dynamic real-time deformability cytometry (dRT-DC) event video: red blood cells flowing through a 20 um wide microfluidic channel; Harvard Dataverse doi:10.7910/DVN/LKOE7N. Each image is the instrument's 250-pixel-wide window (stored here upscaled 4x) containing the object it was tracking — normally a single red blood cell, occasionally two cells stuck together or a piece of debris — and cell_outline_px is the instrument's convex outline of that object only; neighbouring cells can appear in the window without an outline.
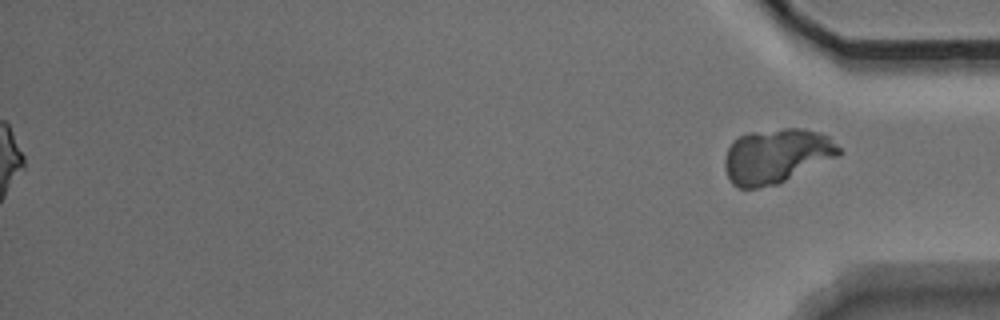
{"species": "Egyptian fruit bat (a non-hibernating species)", "species_latin": "Rousettus aegyptiacus", "temperature_condition": "warm", "stored_images_in_passage": 50, "segment_of_instrument_passage": [2, 2], "camera_frame_rate_fps": 3000, "um_per_image_px": 0.085, "animal": {"sex": "male"}, "frame": {"image": 1, "passage_image": 50, "time_ms": 16.333, "image_size_px": [1000, 320], "cell_outline_px": [[844, 152], [840, 156], [776, 184], [760, 188], [740, 188], [732, 184], [728, 176], [724, 164], [724, 160], [728, 148], [732, 140], [748, 132], [780, 128], [804, 128], [820, 132], [828, 136]], "centroid_in_image_um": [66.01, 13.23], "position_along_channel_um": 369.2, "area_um2": 36.59}}